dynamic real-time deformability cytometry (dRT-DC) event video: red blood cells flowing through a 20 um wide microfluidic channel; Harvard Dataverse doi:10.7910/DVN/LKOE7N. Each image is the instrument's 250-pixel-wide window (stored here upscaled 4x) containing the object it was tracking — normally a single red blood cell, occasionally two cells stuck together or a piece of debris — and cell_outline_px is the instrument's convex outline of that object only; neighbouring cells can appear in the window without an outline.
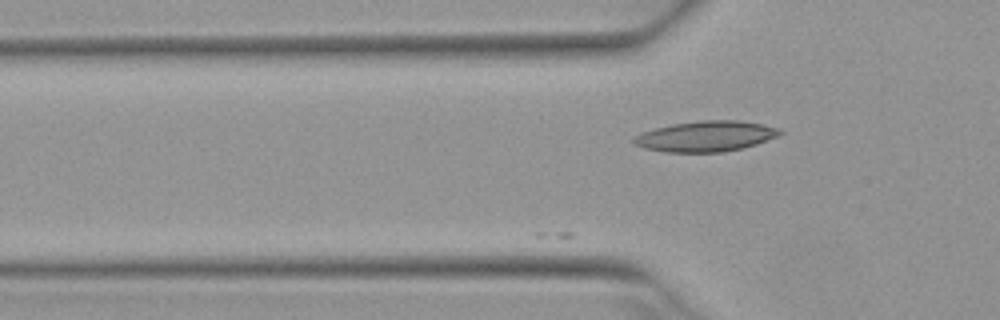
{"species": "Egyptian fruit bat (a non-hibernating species)", "species_latin": "Rousettus aegyptiacus", "temperature_condition": "warm", "stored_images_in_passage": 7, "camera_frame_rate_fps": 3000, "um_per_image_px": 0.085, "animal": {"sex": "female"}, "frame": {"image": 1, "passage_image": 7, "time_ms": 2.0, "image_size_px": [1000, 320], "cell_outline_px": [[784, 132], [780, 136], [744, 148], [724, 152], [664, 152], [644, 148], [632, 144], [632, 140], [640, 132], [672, 124], [700, 120], [740, 120], [764, 124], [780, 128]], "centroid_in_image_um": [60.03, 11.58], "position_along_channel_um": 65.8, "area_um2": 26.41}}